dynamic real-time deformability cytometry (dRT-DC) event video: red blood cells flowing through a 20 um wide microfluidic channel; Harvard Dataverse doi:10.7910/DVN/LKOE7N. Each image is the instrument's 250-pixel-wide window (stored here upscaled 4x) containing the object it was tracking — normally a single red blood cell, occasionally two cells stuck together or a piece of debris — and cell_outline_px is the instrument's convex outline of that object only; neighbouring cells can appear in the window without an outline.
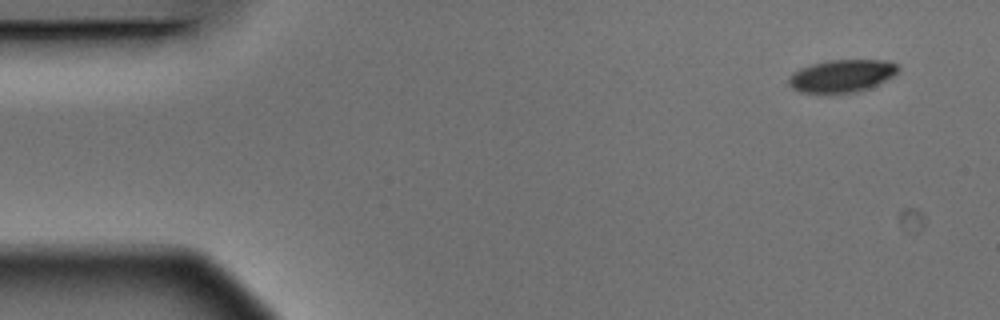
{"species": "Egyptian fruit bat (a non-hibernating species)", "species_latin": "Rousettus aegyptiacus", "temperature_condition": "warm", "stored_images_in_passage": 8, "camera_frame_rate_fps": 3000, "um_per_image_px": 0.085, "animal": {"sex": "male"}, "frame": {"image": 1, "passage_image": 1, "time_ms": 0.0, "image_size_px": [1000, 320], "cell_outline_px": [[900, 72], [868, 88], [856, 92], [800, 92], [792, 88], [788, 84], [788, 76], [792, 72], [800, 68], [812, 64], [828, 60], [888, 60], [900, 64]], "centroid_in_image_um": [71.57, 6.42], "position_along_channel_um": 13.4, "area_um2": 20.75}}
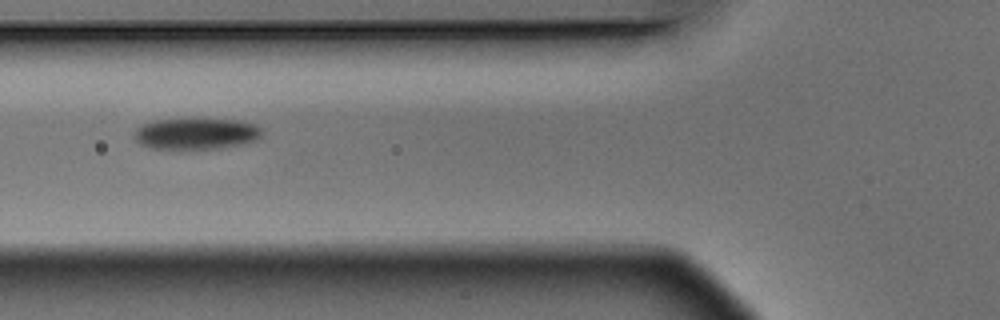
{"frame": {"image": 2, "passage_image": 5, "time_ms": 1.333, "image_size_px": [1000, 320], "cell_outline_px": [[264, 128], [260, 140], [244, 144], [220, 148], [148, 148], [140, 144], [132, 136], [136, 128], [140, 124], [156, 120], [240, 120], [256, 124]], "centroid_in_image_um": [16.72, 11.37], "position_along_channel_um": 109.1, "area_um2": 23.35}}
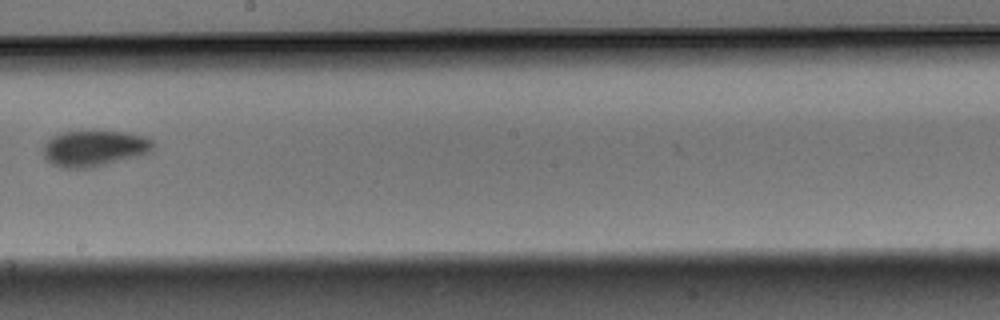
{"frame": {"image": 3, "passage_image": 8, "time_ms": 2.333, "image_size_px": [1000, 320], "cell_outline_px": [[156, 148], [152, 152], [140, 156], [92, 168], [60, 168], [44, 160], [44, 144], [52, 136], [64, 132], [124, 132], [144, 136], [152, 140], [156, 144]], "centroid_in_image_um": [8.05, 12.64], "position_along_channel_um": 240.1, "area_um2": 23.29}}